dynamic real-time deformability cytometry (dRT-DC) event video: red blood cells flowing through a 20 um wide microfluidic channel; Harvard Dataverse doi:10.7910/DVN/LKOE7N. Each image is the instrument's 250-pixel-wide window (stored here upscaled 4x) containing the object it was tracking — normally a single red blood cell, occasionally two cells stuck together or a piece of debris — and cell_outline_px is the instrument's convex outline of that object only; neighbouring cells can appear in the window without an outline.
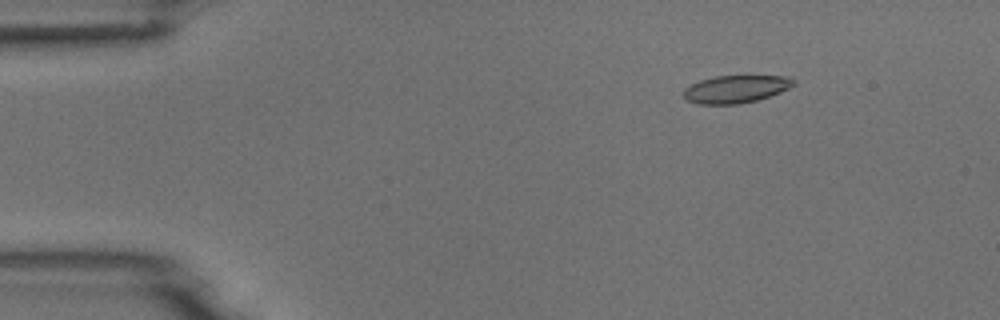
{"species": "common noctule bat (a hibernating species)", "species_latin": "Nyctalus noctula", "temperature_condition": "room temperature", "stored_images_in_passage": 5, "camera_frame_rate_fps": 3000, "um_per_image_px": 0.085, "animal": {"sex": "male", "body_mass_g": 18.8}, "frame": {"image": 1, "passage_image": 3, "time_ms": 2.0, "image_size_px": [1000, 320], "cell_outline_px": [[796, 84], [780, 92], [756, 100], [740, 104], [696, 104], [688, 100], [684, 96], [684, 88], [700, 80], [716, 76], [788, 76], [796, 80]], "centroid_in_image_um": [62.56, 7.57], "position_along_channel_um": 22.4, "area_um2": 17.63}}
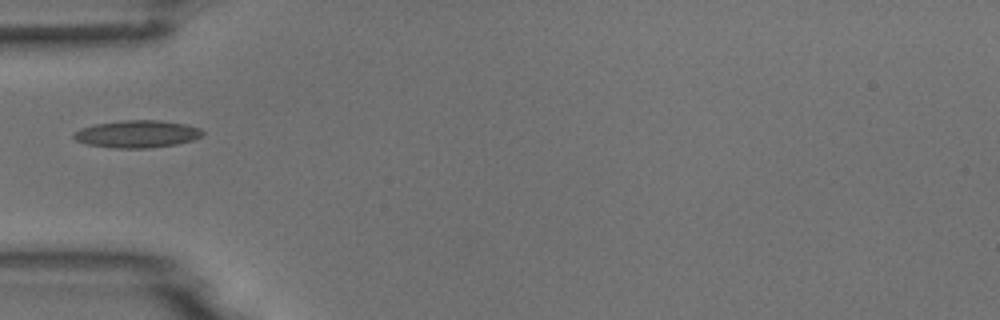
{"frame": {"image": 2, "passage_image": 5, "time_ms": 5.333, "image_size_px": [1000, 320], "cell_outline_px": [[204, 132], [200, 136], [192, 140], [176, 144], [148, 148], [116, 148], [84, 144], [76, 140], [72, 136], [72, 132], [80, 128], [96, 124], [120, 120], [160, 120], [188, 124], [200, 128]], "centroid_in_image_um": [11.62, 11.38], "position_along_channel_um": 73.4, "area_um2": 20.69}}